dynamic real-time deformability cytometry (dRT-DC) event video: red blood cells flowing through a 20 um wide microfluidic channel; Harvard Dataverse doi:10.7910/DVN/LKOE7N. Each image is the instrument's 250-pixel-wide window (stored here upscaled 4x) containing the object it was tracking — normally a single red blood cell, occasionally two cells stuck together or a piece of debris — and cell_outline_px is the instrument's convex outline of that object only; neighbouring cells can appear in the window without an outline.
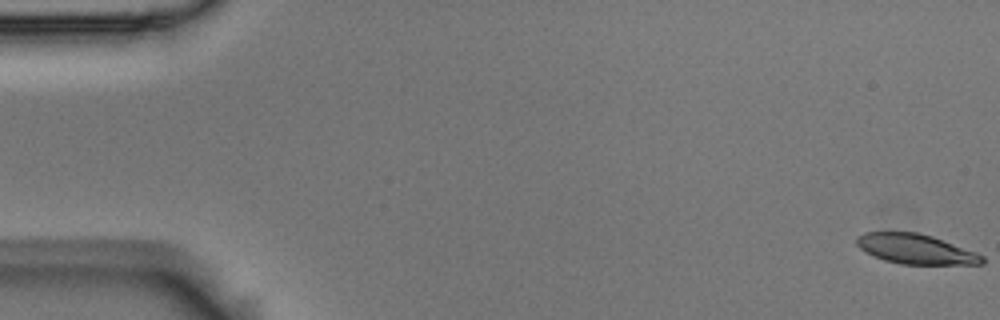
{"species": "Egyptian fruit bat (a non-hibernating species)", "species_latin": "Rousettus aegyptiacus", "temperature_condition": "room temperature", "stored_images_in_passage": 5, "camera_frame_rate_fps": 3000, "um_per_image_px": 0.085, "animal": {"sex": "male"}, "frame": {"image": 1, "passage_image": 1, "time_ms": 0.0, "image_size_px": [1000, 320], "cell_outline_px": [[984, 264], [900, 264], [884, 260], [872, 256], [864, 252], [856, 244], [856, 236], [864, 232], [916, 232], [932, 236], [976, 252], [984, 256]], "centroid_in_image_um": [77.8, 21.17], "position_along_channel_um": 7.2, "area_um2": 21.91}}
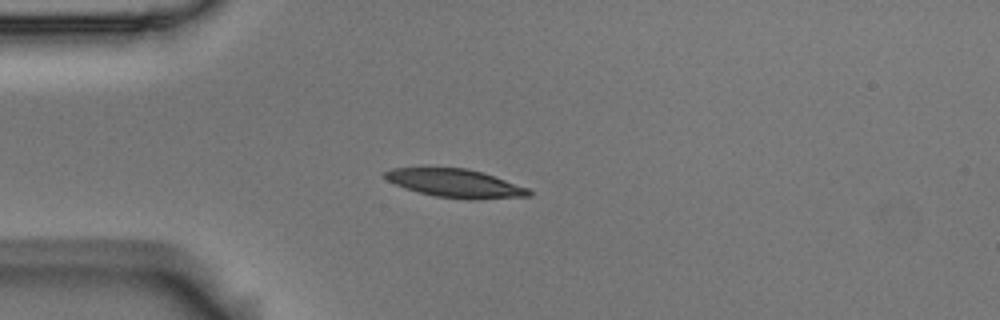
{"frame": {"image": 2, "passage_image": 5, "time_ms": 1.333, "image_size_px": [1000, 320], "cell_outline_px": [[532, 196], [476, 200], [468, 200], [436, 196], [404, 188], [388, 180], [384, 176], [384, 172], [392, 168], [468, 168], [528, 188], [532, 192]], "centroid_in_image_um": [38.72, 15.59], "position_along_channel_um": 46.3, "area_um2": 23.52}}